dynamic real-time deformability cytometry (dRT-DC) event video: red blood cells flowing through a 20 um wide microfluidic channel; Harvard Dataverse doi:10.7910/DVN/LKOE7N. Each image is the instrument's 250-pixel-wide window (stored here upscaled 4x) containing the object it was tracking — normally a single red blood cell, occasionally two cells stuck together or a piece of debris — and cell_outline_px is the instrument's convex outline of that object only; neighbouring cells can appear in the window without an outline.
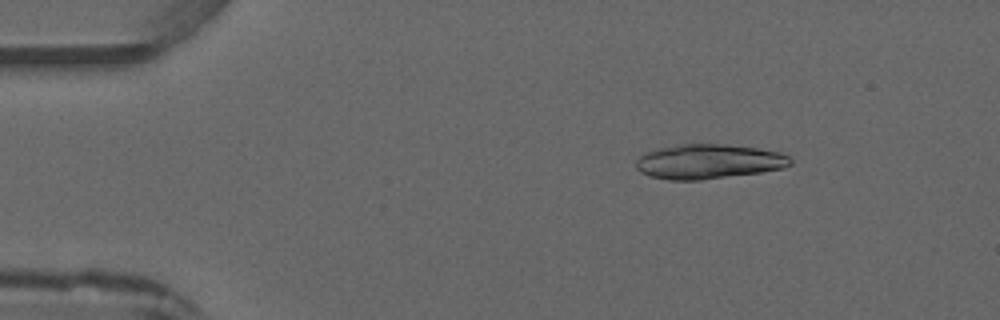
{"species": "common noctule bat (a hibernating species)", "species_latin": "Nyctalus noctula", "temperature_condition": "warm", "stored_images_in_passage": 4, "camera_frame_rate_fps": 3000, "um_per_image_px": 0.085, "animal": {"sex": "male", "forearm_length_mm": 52.5}, "frame": {"image": 1, "passage_image": 1, "time_ms": 0.0, "image_size_px": [1000, 320], "cell_outline_px": [[792, 164], [784, 168], [760, 172], [700, 180], [668, 180], [648, 176], [640, 172], [636, 168], [636, 160], [644, 152], [676, 144], [724, 144], [760, 148], [780, 152], [788, 156], [792, 160]], "centroid_in_image_um": [60.21, 13.73], "position_along_channel_um": 24.8, "area_um2": 31.39}}
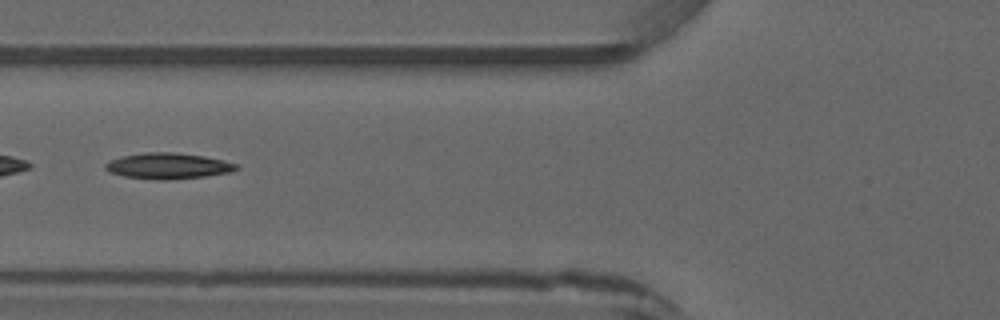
{"frame": {"image": 2, "passage_image": 4, "time_ms": 3.667, "image_size_px": [1000, 320], "cell_outline_px": [[240, 168], [232, 172], [204, 176], [168, 180], [156, 180], [124, 176], [108, 172], [104, 168], [104, 164], [108, 160], [120, 156], [144, 152], [172, 152], [204, 156], [236, 164]], "centroid_in_image_um": [14.21, 14.1], "position_along_channel_um": 111.6, "area_um2": 19.88}}